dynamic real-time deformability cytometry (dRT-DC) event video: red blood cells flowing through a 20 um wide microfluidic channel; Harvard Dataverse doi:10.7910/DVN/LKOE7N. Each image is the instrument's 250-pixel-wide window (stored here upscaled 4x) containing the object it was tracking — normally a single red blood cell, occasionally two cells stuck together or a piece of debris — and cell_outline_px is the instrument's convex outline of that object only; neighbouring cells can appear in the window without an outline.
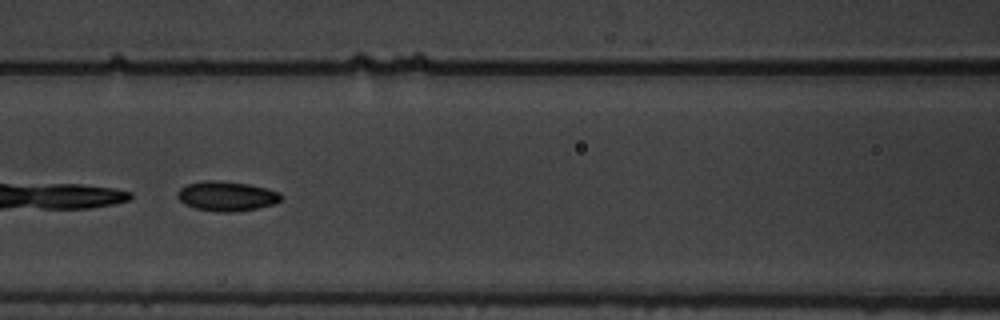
{"species": "common noctule bat (a hibernating species)", "species_latin": "Nyctalus noctula", "temperature_condition": "warm", "stored_images_in_passage": 55, "camera_frame_rate_fps": 3000, "um_per_image_px": 0.085, "animal": {"sex": "male", "body_mass_g": 19.5, "forearm_length_mm": 54.6}, "frame": {"image": 1, "passage_image": 25, "time_ms": 8.0, "image_size_px": [1000, 320], "cell_outline_px": [[280, 200], [276, 204], [256, 208], [232, 212], [216, 212], [196, 208], [184, 204], [176, 196], [176, 192], [180, 188], [188, 184], [208, 180], [216, 180], [248, 184], [280, 192]], "centroid_in_image_um": [19.23, 16.67], "position_along_channel_um": 147.4, "area_um2": 17.8}}
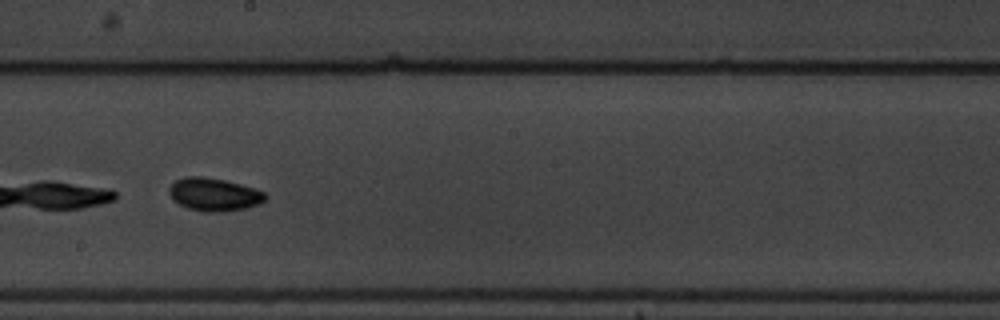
{"frame": {"image": 2, "passage_image": 32, "time_ms": 10.333, "image_size_px": [1000, 320], "cell_outline_px": [[268, 196], [260, 204], [248, 208], [220, 212], [204, 212], [188, 208], [172, 200], [168, 192], [168, 188], [176, 180], [184, 176], [204, 176], [224, 180], [256, 188], [264, 192]], "centroid_in_image_um": [18.2, 16.53], "position_along_channel_um": 230.0, "area_um2": 18.73}}
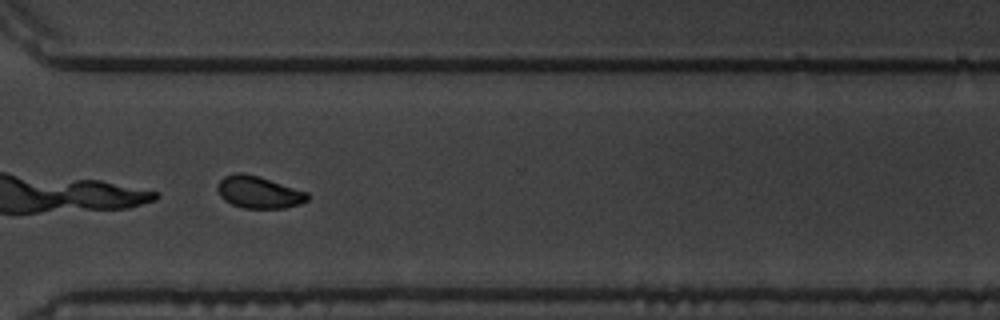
{"frame": {"image": 3, "passage_image": 42, "time_ms": 13.667, "image_size_px": [1000, 320], "cell_outline_px": [[308, 200], [300, 204], [284, 208], [244, 208], [232, 204], [224, 200], [220, 196], [216, 188], [220, 180], [224, 176], [236, 172], [244, 172], [260, 176], [308, 192]], "centroid_in_image_um": [21.98, 16.32], "position_along_channel_um": 348.6, "area_um2": 16.99}, "authors_computed_cell_mechanics": {"area_um2": 18.7272, "velocity_mm_per_s": 3.5509, "shape_relaxation_time_tau1_ms": 0.248, "shape_relaxation_time_tau2_ms": 3.4171, "deformation_change_tau1": 0.3441, "deformation_change_tau2": 0.0662}}